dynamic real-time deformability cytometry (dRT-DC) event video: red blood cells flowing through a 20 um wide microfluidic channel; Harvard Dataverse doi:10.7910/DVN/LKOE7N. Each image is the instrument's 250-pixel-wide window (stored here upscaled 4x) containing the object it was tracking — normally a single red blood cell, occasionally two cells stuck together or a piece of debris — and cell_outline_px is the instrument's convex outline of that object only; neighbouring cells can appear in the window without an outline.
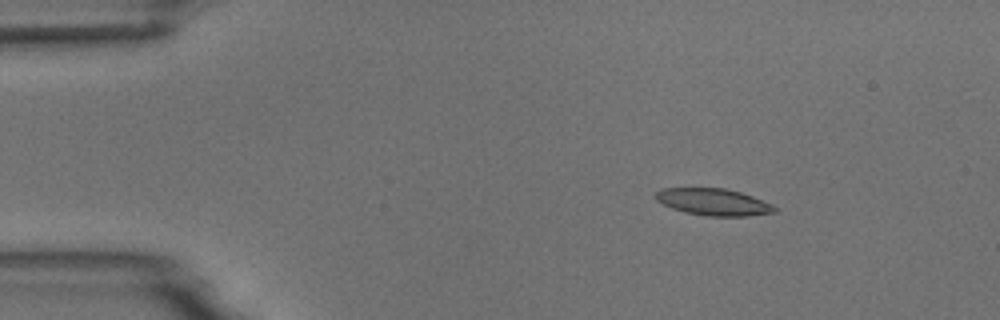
{"species": "common noctule bat (a hibernating species)", "species_latin": "Nyctalus noctula", "temperature_condition": "room temperature", "stored_images_in_passage": 6, "segment_of_instrument_passage": [1, 2], "camera_frame_rate_fps": 3000, "um_per_image_px": 0.085, "animal": {"sex": "male", "body_mass_g": 18.8}, "frame": {"image": 1, "passage_image": 3, "time_ms": 2.0, "image_size_px": [1000, 320], "cell_outline_px": [[776, 212], [748, 216], [704, 216], [684, 212], [672, 208], [656, 200], [656, 192], [660, 188], [724, 188], [740, 192], [752, 196], [772, 204], [776, 208]], "centroid_in_image_um": [60.64, 17.17], "position_along_channel_um": 24.4, "area_um2": 18.61}}